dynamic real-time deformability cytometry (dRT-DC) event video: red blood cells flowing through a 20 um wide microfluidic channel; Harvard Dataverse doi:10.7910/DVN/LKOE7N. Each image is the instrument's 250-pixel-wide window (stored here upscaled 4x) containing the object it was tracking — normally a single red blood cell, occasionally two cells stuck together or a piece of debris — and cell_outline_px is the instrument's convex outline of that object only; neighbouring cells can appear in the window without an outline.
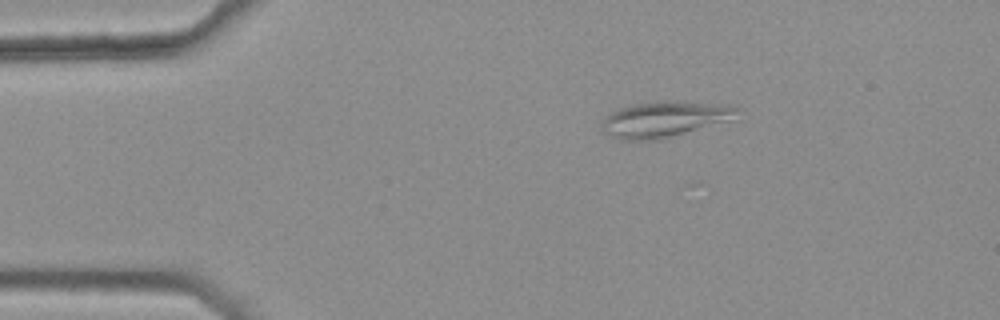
{"species": "common noctule bat (a hibernating species)", "species_latin": "Nyctalus noctula", "temperature_condition": "warm", "stored_images_in_passage": 39, "camera_frame_rate_fps": 3000, "um_per_image_px": 0.085, "animal": {"sex": "female", "body_mass_g": 25.1}, "frame": {"image": 1, "passage_image": 1, "time_ms": 0.0, "image_size_px": [1000, 320], "cell_outline_px": [[744, 108], [732, 120], [656, 140], [620, 140], [608, 136], [600, 128], [600, 124], [604, 116], [620, 108], [632, 104], [656, 100], [668, 100], [728, 104]], "centroid_in_image_um": [56.49, 10.11], "position_along_channel_um": 28.5, "area_um2": 28.84}}